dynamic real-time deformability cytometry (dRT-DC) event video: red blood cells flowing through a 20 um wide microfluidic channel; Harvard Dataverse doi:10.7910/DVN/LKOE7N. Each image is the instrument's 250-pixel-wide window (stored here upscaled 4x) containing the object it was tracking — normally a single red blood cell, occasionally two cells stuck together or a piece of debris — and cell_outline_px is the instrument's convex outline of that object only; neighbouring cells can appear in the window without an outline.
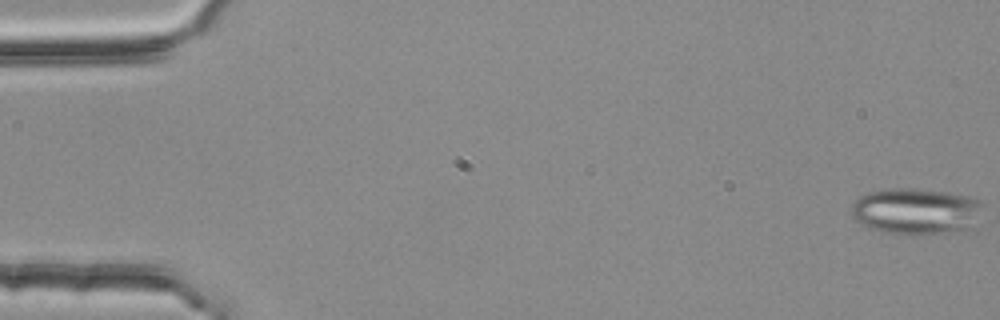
{"species": "common noctule bat (a hibernating species)", "species_latin": "Nyctalus noctula", "temperature_condition": "room temperature", "stored_images_in_passage": 15, "camera_frame_rate_fps": 3000, "um_per_image_px": 0.085, "animal": {"sex": "female", "body_mass_g": 25.1}, "frame": {"image": 1, "passage_image": 1, "time_ms": 0.0, "image_size_px": [1000, 320], "cell_outline_px": [[984, 204], [972, 228], [940, 232], [880, 232], [856, 220], [852, 216], [852, 204], [860, 196], [868, 192], [888, 188], [912, 188], [976, 196], [984, 200]], "centroid_in_image_um": [77.9, 17.89], "position_along_channel_um": 7.1, "area_um2": 34.91}}